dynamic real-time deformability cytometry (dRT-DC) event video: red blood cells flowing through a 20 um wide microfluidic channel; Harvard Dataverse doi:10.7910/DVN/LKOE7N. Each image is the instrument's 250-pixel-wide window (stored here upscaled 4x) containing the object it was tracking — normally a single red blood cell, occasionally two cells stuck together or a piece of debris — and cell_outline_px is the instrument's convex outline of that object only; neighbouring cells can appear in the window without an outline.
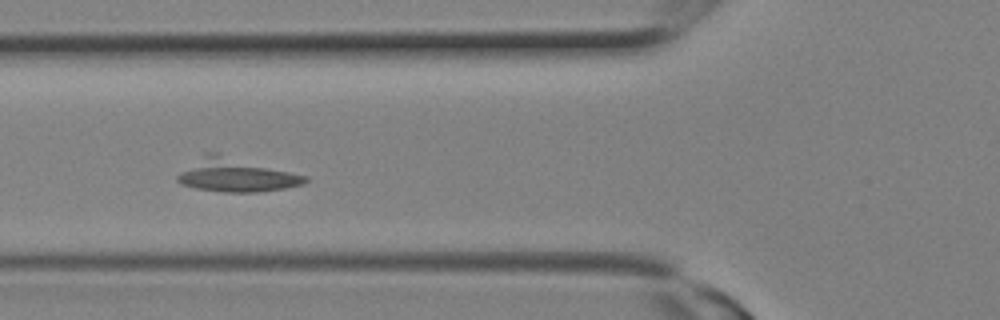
{"species": "Egyptian fruit bat (a non-hibernating species)", "species_latin": "Rousettus aegyptiacus", "temperature_condition": "room temperature", "stored_images_in_passage": 8, "camera_frame_rate_fps": 3000, "um_per_image_px": 0.085, "animal": {"sex": "female"}, "frame": {"image": 1, "passage_image": 7, "time_ms": 2.0, "image_size_px": [1000, 320], "cell_outline_px": [[308, 180], [300, 184], [284, 188], [256, 192], [224, 192], [196, 188], [180, 184], [176, 180], [176, 176], [180, 172], [204, 152], [216, 152], [308, 176]], "centroid_in_image_um": [20.02, 14.87], "position_along_channel_um": 105.8, "area_um2": 24.74}}